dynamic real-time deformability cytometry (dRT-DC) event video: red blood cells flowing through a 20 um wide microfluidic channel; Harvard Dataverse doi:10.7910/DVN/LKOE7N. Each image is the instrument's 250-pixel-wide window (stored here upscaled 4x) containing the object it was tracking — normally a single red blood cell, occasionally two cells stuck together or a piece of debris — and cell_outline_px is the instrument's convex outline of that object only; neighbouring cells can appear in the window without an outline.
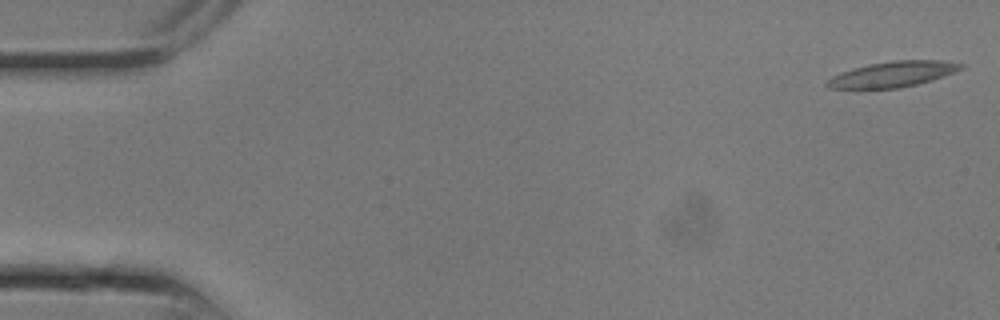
{"species": "common noctule bat (a hibernating species)", "species_latin": "Nyctalus noctula", "temperature_condition": "room temperature", "stored_images_in_passage": 9, "camera_frame_rate_fps": 3000, "um_per_image_px": 0.085, "animal": {"sex": "male", "body_mass_g": 13.3}, "frame": {"image": 1, "passage_image": 1, "time_ms": 0.0, "image_size_px": [1000, 320], "cell_outline_px": [[964, 68], [944, 76], [932, 80], [900, 88], [828, 88], [824, 84], [832, 76], [840, 72], [852, 68], [868, 64], [892, 60], [944, 60], [964, 64]], "centroid_in_image_um": [75.89, 6.29], "position_along_channel_um": 9.1, "area_um2": 20.0}}
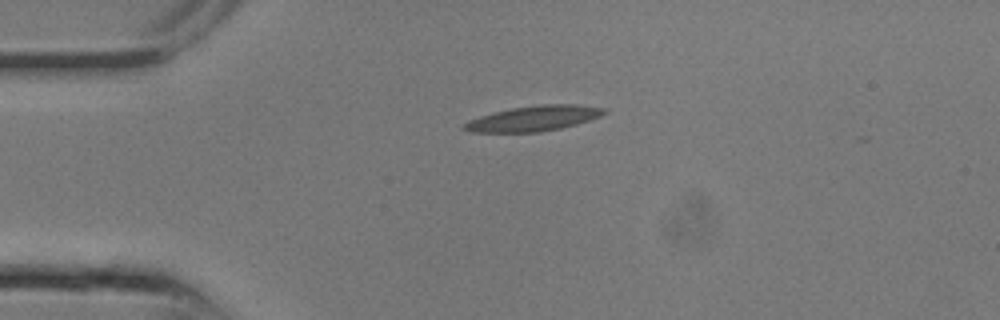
{"frame": {"image": 2, "passage_image": 6, "time_ms": 1.667, "image_size_px": [1000, 320], "cell_outline_px": [[608, 112], [600, 116], [576, 124], [560, 128], [540, 132], [472, 132], [460, 128], [468, 120], [492, 112], [512, 108], [540, 104], [580, 104], [608, 108]], "centroid_in_image_um": [45.38, 10.05], "position_along_channel_um": 39.6, "area_um2": 20.75}}
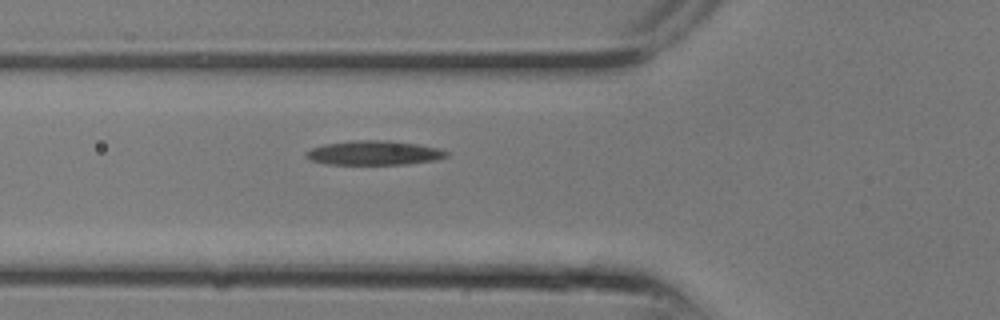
{"frame": {"image": 3, "passage_image": 9, "time_ms": 2.667, "image_size_px": [1000, 320], "cell_outline_px": [[448, 156], [436, 160], [408, 164], [324, 164], [308, 160], [304, 156], [304, 152], [312, 148], [324, 144], [352, 140], [388, 140], [416, 144], [440, 148], [448, 152]], "centroid_in_image_um": [31.75, 12.99], "position_along_channel_um": 94.0, "area_um2": 20.11}}